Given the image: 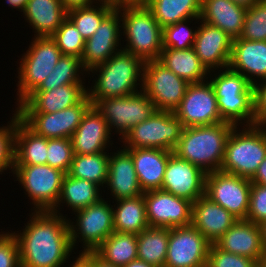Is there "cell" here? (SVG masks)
<instances>
[{
  "label": "cell",
  "mask_w": 266,
  "mask_h": 267,
  "mask_svg": "<svg viewBox=\"0 0 266 267\" xmlns=\"http://www.w3.org/2000/svg\"><path fill=\"white\" fill-rule=\"evenodd\" d=\"M52 211H34L16 237L20 267H61L73 250L68 219Z\"/></svg>",
  "instance_id": "obj_1"
},
{
  "label": "cell",
  "mask_w": 266,
  "mask_h": 267,
  "mask_svg": "<svg viewBox=\"0 0 266 267\" xmlns=\"http://www.w3.org/2000/svg\"><path fill=\"white\" fill-rule=\"evenodd\" d=\"M230 122L183 128L173 153L196 165L206 174L219 171L225 154L226 141L234 128Z\"/></svg>",
  "instance_id": "obj_2"
},
{
  "label": "cell",
  "mask_w": 266,
  "mask_h": 267,
  "mask_svg": "<svg viewBox=\"0 0 266 267\" xmlns=\"http://www.w3.org/2000/svg\"><path fill=\"white\" fill-rule=\"evenodd\" d=\"M143 66L144 62L140 58L121 50L91 69L92 73H99L94 86L87 89L92 105L105 98L122 97L140 91L137 88L138 85L143 87Z\"/></svg>",
  "instance_id": "obj_3"
},
{
  "label": "cell",
  "mask_w": 266,
  "mask_h": 267,
  "mask_svg": "<svg viewBox=\"0 0 266 267\" xmlns=\"http://www.w3.org/2000/svg\"><path fill=\"white\" fill-rule=\"evenodd\" d=\"M116 7L121 14V33L127 41L126 46L121 47L122 50L137 56L143 62L158 60L163 49V28L151 10L143 5L118 4Z\"/></svg>",
  "instance_id": "obj_4"
},
{
  "label": "cell",
  "mask_w": 266,
  "mask_h": 267,
  "mask_svg": "<svg viewBox=\"0 0 266 267\" xmlns=\"http://www.w3.org/2000/svg\"><path fill=\"white\" fill-rule=\"evenodd\" d=\"M223 70L220 69L218 75L214 74L215 78H210L221 118L235 126L243 122L254 125V86L229 67Z\"/></svg>",
  "instance_id": "obj_5"
},
{
  "label": "cell",
  "mask_w": 266,
  "mask_h": 267,
  "mask_svg": "<svg viewBox=\"0 0 266 267\" xmlns=\"http://www.w3.org/2000/svg\"><path fill=\"white\" fill-rule=\"evenodd\" d=\"M243 125L230 132L220 171L251 179L266 158V127Z\"/></svg>",
  "instance_id": "obj_6"
},
{
  "label": "cell",
  "mask_w": 266,
  "mask_h": 267,
  "mask_svg": "<svg viewBox=\"0 0 266 267\" xmlns=\"http://www.w3.org/2000/svg\"><path fill=\"white\" fill-rule=\"evenodd\" d=\"M31 43L19 62L17 105L47 78L62 56L51 36H34Z\"/></svg>",
  "instance_id": "obj_7"
},
{
  "label": "cell",
  "mask_w": 266,
  "mask_h": 267,
  "mask_svg": "<svg viewBox=\"0 0 266 267\" xmlns=\"http://www.w3.org/2000/svg\"><path fill=\"white\" fill-rule=\"evenodd\" d=\"M182 130L181 121L174 112L156 110L147 120L131 128L121 140L125 149L157 148L173 152Z\"/></svg>",
  "instance_id": "obj_8"
},
{
  "label": "cell",
  "mask_w": 266,
  "mask_h": 267,
  "mask_svg": "<svg viewBox=\"0 0 266 267\" xmlns=\"http://www.w3.org/2000/svg\"><path fill=\"white\" fill-rule=\"evenodd\" d=\"M13 174L32 200L34 211H52L58 202L65 173L48 164L14 166Z\"/></svg>",
  "instance_id": "obj_9"
},
{
  "label": "cell",
  "mask_w": 266,
  "mask_h": 267,
  "mask_svg": "<svg viewBox=\"0 0 266 267\" xmlns=\"http://www.w3.org/2000/svg\"><path fill=\"white\" fill-rule=\"evenodd\" d=\"M140 91L122 97L105 98L94 106L107 121L110 132H118L120 139L137 124L147 120L156 108L146 93ZM115 128V129H114Z\"/></svg>",
  "instance_id": "obj_10"
},
{
  "label": "cell",
  "mask_w": 266,
  "mask_h": 267,
  "mask_svg": "<svg viewBox=\"0 0 266 267\" xmlns=\"http://www.w3.org/2000/svg\"><path fill=\"white\" fill-rule=\"evenodd\" d=\"M113 206L102 198L95 204L75 211L77 223L74 225V221L68 218L72 248H75L78 238L84 246L81 253L94 252L114 232Z\"/></svg>",
  "instance_id": "obj_11"
},
{
  "label": "cell",
  "mask_w": 266,
  "mask_h": 267,
  "mask_svg": "<svg viewBox=\"0 0 266 267\" xmlns=\"http://www.w3.org/2000/svg\"><path fill=\"white\" fill-rule=\"evenodd\" d=\"M142 83L156 110L170 112L178 108L189 85L158 60L144 62Z\"/></svg>",
  "instance_id": "obj_12"
},
{
  "label": "cell",
  "mask_w": 266,
  "mask_h": 267,
  "mask_svg": "<svg viewBox=\"0 0 266 267\" xmlns=\"http://www.w3.org/2000/svg\"><path fill=\"white\" fill-rule=\"evenodd\" d=\"M251 184L249 178L214 171L206 175L205 195L238 220H246Z\"/></svg>",
  "instance_id": "obj_13"
},
{
  "label": "cell",
  "mask_w": 266,
  "mask_h": 267,
  "mask_svg": "<svg viewBox=\"0 0 266 267\" xmlns=\"http://www.w3.org/2000/svg\"><path fill=\"white\" fill-rule=\"evenodd\" d=\"M174 113L183 128L224 122L218 111L215 90L208 79L189 84Z\"/></svg>",
  "instance_id": "obj_14"
},
{
  "label": "cell",
  "mask_w": 266,
  "mask_h": 267,
  "mask_svg": "<svg viewBox=\"0 0 266 267\" xmlns=\"http://www.w3.org/2000/svg\"><path fill=\"white\" fill-rule=\"evenodd\" d=\"M92 106L88 95L78 104L55 113H18L37 135L47 139L71 138L85 113Z\"/></svg>",
  "instance_id": "obj_15"
},
{
  "label": "cell",
  "mask_w": 266,
  "mask_h": 267,
  "mask_svg": "<svg viewBox=\"0 0 266 267\" xmlns=\"http://www.w3.org/2000/svg\"><path fill=\"white\" fill-rule=\"evenodd\" d=\"M210 243L192 225L169 228L164 267H206Z\"/></svg>",
  "instance_id": "obj_16"
},
{
  "label": "cell",
  "mask_w": 266,
  "mask_h": 267,
  "mask_svg": "<svg viewBox=\"0 0 266 267\" xmlns=\"http://www.w3.org/2000/svg\"><path fill=\"white\" fill-rule=\"evenodd\" d=\"M146 216L151 227H185L191 225L192 202L163 190L143 194Z\"/></svg>",
  "instance_id": "obj_17"
},
{
  "label": "cell",
  "mask_w": 266,
  "mask_h": 267,
  "mask_svg": "<svg viewBox=\"0 0 266 267\" xmlns=\"http://www.w3.org/2000/svg\"><path fill=\"white\" fill-rule=\"evenodd\" d=\"M121 14L115 7L101 22L96 32L85 41V48L81 58L82 67L90 74V70L103 64L111 56L122 49L121 41Z\"/></svg>",
  "instance_id": "obj_18"
},
{
  "label": "cell",
  "mask_w": 266,
  "mask_h": 267,
  "mask_svg": "<svg viewBox=\"0 0 266 267\" xmlns=\"http://www.w3.org/2000/svg\"><path fill=\"white\" fill-rule=\"evenodd\" d=\"M206 173L172 153L166 165L161 190L194 203L205 194Z\"/></svg>",
  "instance_id": "obj_19"
},
{
  "label": "cell",
  "mask_w": 266,
  "mask_h": 267,
  "mask_svg": "<svg viewBox=\"0 0 266 267\" xmlns=\"http://www.w3.org/2000/svg\"><path fill=\"white\" fill-rule=\"evenodd\" d=\"M197 28L194 50L199 60L212 72L229 65L233 39L220 28L202 20Z\"/></svg>",
  "instance_id": "obj_20"
},
{
  "label": "cell",
  "mask_w": 266,
  "mask_h": 267,
  "mask_svg": "<svg viewBox=\"0 0 266 267\" xmlns=\"http://www.w3.org/2000/svg\"><path fill=\"white\" fill-rule=\"evenodd\" d=\"M86 95L84 84H66L48 91H33L15 110L18 113H55L78 104Z\"/></svg>",
  "instance_id": "obj_21"
},
{
  "label": "cell",
  "mask_w": 266,
  "mask_h": 267,
  "mask_svg": "<svg viewBox=\"0 0 266 267\" xmlns=\"http://www.w3.org/2000/svg\"><path fill=\"white\" fill-rule=\"evenodd\" d=\"M111 134L107 121L92 105L72 134L73 153L82 155L107 153L105 150L113 144V142L110 144Z\"/></svg>",
  "instance_id": "obj_22"
},
{
  "label": "cell",
  "mask_w": 266,
  "mask_h": 267,
  "mask_svg": "<svg viewBox=\"0 0 266 267\" xmlns=\"http://www.w3.org/2000/svg\"><path fill=\"white\" fill-rule=\"evenodd\" d=\"M237 220L205 194L192 203L191 225L200 231L210 244H215Z\"/></svg>",
  "instance_id": "obj_23"
},
{
  "label": "cell",
  "mask_w": 266,
  "mask_h": 267,
  "mask_svg": "<svg viewBox=\"0 0 266 267\" xmlns=\"http://www.w3.org/2000/svg\"><path fill=\"white\" fill-rule=\"evenodd\" d=\"M226 252L254 259L258 264L265 252L262 246L260 224L248 220H237L216 242Z\"/></svg>",
  "instance_id": "obj_24"
},
{
  "label": "cell",
  "mask_w": 266,
  "mask_h": 267,
  "mask_svg": "<svg viewBox=\"0 0 266 267\" xmlns=\"http://www.w3.org/2000/svg\"><path fill=\"white\" fill-rule=\"evenodd\" d=\"M228 67L242 74L253 86L258 80H265L266 41L233 39Z\"/></svg>",
  "instance_id": "obj_25"
},
{
  "label": "cell",
  "mask_w": 266,
  "mask_h": 267,
  "mask_svg": "<svg viewBox=\"0 0 266 267\" xmlns=\"http://www.w3.org/2000/svg\"><path fill=\"white\" fill-rule=\"evenodd\" d=\"M116 152L109 155L106 187L110 188V195L116 201L144 194L138 182L131 154L125 148Z\"/></svg>",
  "instance_id": "obj_26"
},
{
  "label": "cell",
  "mask_w": 266,
  "mask_h": 267,
  "mask_svg": "<svg viewBox=\"0 0 266 267\" xmlns=\"http://www.w3.org/2000/svg\"><path fill=\"white\" fill-rule=\"evenodd\" d=\"M134 161L139 185L144 192L160 190L168 159L173 152L157 148L126 149Z\"/></svg>",
  "instance_id": "obj_27"
},
{
  "label": "cell",
  "mask_w": 266,
  "mask_h": 267,
  "mask_svg": "<svg viewBox=\"0 0 266 267\" xmlns=\"http://www.w3.org/2000/svg\"><path fill=\"white\" fill-rule=\"evenodd\" d=\"M246 12L247 8L231 0H202L200 18L236 39L242 32Z\"/></svg>",
  "instance_id": "obj_28"
},
{
  "label": "cell",
  "mask_w": 266,
  "mask_h": 267,
  "mask_svg": "<svg viewBox=\"0 0 266 267\" xmlns=\"http://www.w3.org/2000/svg\"><path fill=\"white\" fill-rule=\"evenodd\" d=\"M24 18L36 37L51 36L67 18V9L60 0H29Z\"/></svg>",
  "instance_id": "obj_29"
},
{
  "label": "cell",
  "mask_w": 266,
  "mask_h": 267,
  "mask_svg": "<svg viewBox=\"0 0 266 267\" xmlns=\"http://www.w3.org/2000/svg\"><path fill=\"white\" fill-rule=\"evenodd\" d=\"M158 61L189 84L204 82L209 75L212 77L193 47L186 50L163 48Z\"/></svg>",
  "instance_id": "obj_30"
},
{
  "label": "cell",
  "mask_w": 266,
  "mask_h": 267,
  "mask_svg": "<svg viewBox=\"0 0 266 267\" xmlns=\"http://www.w3.org/2000/svg\"><path fill=\"white\" fill-rule=\"evenodd\" d=\"M47 145V138L37 135L19 118L15 135L14 166L47 164Z\"/></svg>",
  "instance_id": "obj_31"
},
{
  "label": "cell",
  "mask_w": 266,
  "mask_h": 267,
  "mask_svg": "<svg viewBox=\"0 0 266 267\" xmlns=\"http://www.w3.org/2000/svg\"><path fill=\"white\" fill-rule=\"evenodd\" d=\"M99 187L91 181L71 177L68 173L65 174L57 205L52 212L60 214L61 203H66L74 212L97 203L103 197Z\"/></svg>",
  "instance_id": "obj_32"
},
{
  "label": "cell",
  "mask_w": 266,
  "mask_h": 267,
  "mask_svg": "<svg viewBox=\"0 0 266 267\" xmlns=\"http://www.w3.org/2000/svg\"><path fill=\"white\" fill-rule=\"evenodd\" d=\"M113 208L114 231L118 233L140 234L149 227L144 196L118 199Z\"/></svg>",
  "instance_id": "obj_33"
},
{
  "label": "cell",
  "mask_w": 266,
  "mask_h": 267,
  "mask_svg": "<svg viewBox=\"0 0 266 267\" xmlns=\"http://www.w3.org/2000/svg\"><path fill=\"white\" fill-rule=\"evenodd\" d=\"M202 0H151L146 6L164 28L189 18H200Z\"/></svg>",
  "instance_id": "obj_34"
},
{
  "label": "cell",
  "mask_w": 266,
  "mask_h": 267,
  "mask_svg": "<svg viewBox=\"0 0 266 267\" xmlns=\"http://www.w3.org/2000/svg\"><path fill=\"white\" fill-rule=\"evenodd\" d=\"M169 228L151 227L137 235V256L155 267H164L167 257Z\"/></svg>",
  "instance_id": "obj_35"
},
{
  "label": "cell",
  "mask_w": 266,
  "mask_h": 267,
  "mask_svg": "<svg viewBox=\"0 0 266 267\" xmlns=\"http://www.w3.org/2000/svg\"><path fill=\"white\" fill-rule=\"evenodd\" d=\"M94 252L106 262L123 267L138 258L137 235L114 231Z\"/></svg>",
  "instance_id": "obj_36"
},
{
  "label": "cell",
  "mask_w": 266,
  "mask_h": 267,
  "mask_svg": "<svg viewBox=\"0 0 266 267\" xmlns=\"http://www.w3.org/2000/svg\"><path fill=\"white\" fill-rule=\"evenodd\" d=\"M108 168L109 153L74 154L68 174L74 178L91 181L102 188L108 179Z\"/></svg>",
  "instance_id": "obj_37"
},
{
  "label": "cell",
  "mask_w": 266,
  "mask_h": 267,
  "mask_svg": "<svg viewBox=\"0 0 266 267\" xmlns=\"http://www.w3.org/2000/svg\"><path fill=\"white\" fill-rule=\"evenodd\" d=\"M97 3L100 7L92 4L67 10V17L75 24L85 41L96 32L102 20L117 6L107 1Z\"/></svg>",
  "instance_id": "obj_38"
},
{
  "label": "cell",
  "mask_w": 266,
  "mask_h": 267,
  "mask_svg": "<svg viewBox=\"0 0 266 267\" xmlns=\"http://www.w3.org/2000/svg\"><path fill=\"white\" fill-rule=\"evenodd\" d=\"M83 71L85 72L80 58L62 55L47 78L34 91H48L66 84H85L83 77L79 76L80 73L83 76Z\"/></svg>",
  "instance_id": "obj_39"
},
{
  "label": "cell",
  "mask_w": 266,
  "mask_h": 267,
  "mask_svg": "<svg viewBox=\"0 0 266 267\" xmlns=\"http://www.w3.org/2000/svg\"><path fill=\"white\" fill-rule=\"evenodd\" d=\"M62 55L82 58L85 40L75 24L67 17L59 28L51 35Z\"/></svg>",
  "instance_id": "obj_40"
},
{
  "label": "cell",
  "mask_w": 266,
  "mask_h": 267,
  "mask_svg": "<svg viewBox=\"0 0 266 267\" xmlns=\"http://www.w3.org/2000/svg\"><path fill=\"white\" fill-rule=\"evenodd\" d=\"M193 19H196V21L197 19L198 21L201 20V18H189L164 27L162 34L163 48L180 50L192 48L194 46L197 29L192 30L186 23L191 22L190 20L193 21Z\"/></svg>",
  "instance_id": "obj_41"
},
{
  "label": "cell",
  "mask_w": 266,
  "mask_h": 267,
  "mask_svg": "<svg viewBox=\"0 0 266 267\" xmlns=\"http://www.w3.org/2000/svg\"><path fill=\"white\" fill-rule=\"evenodd\" d=\"M241 39L266 41V3L258 1L247 9Z\"/></svg>",
  "instance_id": "obj_42"
},
{
  "label": "cell",
  "mask_w": 266,
  "mask_h": 267,
  "mask_svg": "<svg viewBox=\"0 0 266 267\" xmlns=\"http://www.w3.org/2000/svg\"><path fill=\"white\" fill-rule=\"evenodd\" d=\"M20 115L15 110L9 125L0 127V172L10 169L13 172L15 164V135L17 120Z\"/></svg>",
  "instance_id": "obj_43"
},
{
  "label": "cell",
  "mask_w": 266,
  "mask_h": 267,
  "mask_svg": "<svg viewBox=\"0 0 266 267\" xmlns=\"http://www.w3.org/2000/svg\"><path fill=\"white\" fill-rule=\"evenodd\" d=\"M47 164L67 174L73 159L71 138L48 139Z\"/></svg>",
  "instance_id": "obj_44"
},
{
  "label": "cell",
  "mask_w": 266,
  "mask_h": 267,
  "mask_svg": "<svg viewBox=\"0 0 266 267\" xmlns=\"http://www.w3.org/2000/svg\"><path fill=\"white\" fill-rule=\"evenodd\" d=\"M257 264L250 257L226 252L210 244L206 267H255Z\"/></svg>",
  "instance_id": "obj_45"
},
{
  "label": "cell",
  "mask_w": 266,
  "mask_h": 267,
  "mask_svg": "<svg viewBox=\"0 0 266 267\" xmlns=\"http://www.w3.org/2000/svg\"><path fill=\"white\" fill-rule=\"evenodd\" d=\"M246 220L255 224H261L266 220V185L251 184Z\"/></svg>",
  "instance_id": "obj_46"
},
{
  "label": "cell",
  "mask_w": 266,
  "mask_h": 267,
  "mask_svg": "<svg viewBox=\"0 0 266 267\" xmlns=\"http://www.w3.org/2000/svg\"><path fill=\"white\" fill-rule=\"evenodd\" d=\"M0 267H20L18 242L9 231L0 232Z\"/></svg>",
  "instance_id": "obj_47"
},
{
  "label": "cell",
  "mask_w": 266,
  "mask_h": 267,
  "mask_svg": "<svg viewBox=\"0 0 266 267\" xmlns=\"http://www.w3.org/2000/svg\"><path fill=\"white\" fill-rule=\"evenodd\" d=\"M254 85V125L266 127V79Z\"/></svg>",
  "instance_id": "obj_48"
},
{
  "label": "cell",
  "mask_w": 266,
  "mask_h": 267,
  "mask_svg": "<svg viewBox=\"0 0 266 267\" xmlns=\"http://www.w3.org/2000/svg\"><path fill=\"white\" fill-rule=\"evenodd\" d=\"M90 263V267H119L114 264L108 263L99 257L95 252L81 253Z\"/></svg>",
  "instance_id": "obj_49"
},
{
  "label": "cell",
  "mask_w": 266,
  "mask_h": 267,
  "mask_svg": "<svg viewBox=\"0 0 266 267\" xmlns=\"http://www.w3.org/2000/svg\"><path fill=\"white\" fill-rule=\"evenodd\" d=\"M250 181L259 185H266V158L260 163L257 172Z\"/></svg>",
  "instance_id": "obj_50"
},
{
  "label": "cell",
  "mask_w": 266,
  "mask_h": 267,
  "mask_svg": "<svg viewBox=\"0 0 266 267\" xmlns=\"http://www.w3.org/2000/svg\"><path fill=\"white\" fill-rule=\"evenodd\" d=\"M62 5L67 9H72L75 7L89 6L93 3L96 4L99 0H60ZM96 1V2H95Z\"/></svg>",
  "instance_id": "obj_51"
},
{
  "label": "cell",
  "mask_w": 266,
  "mask_h": 267,
  "mask_svg": "<svg viewBox=\"0 0 266 267\" xmlns=\"http://www.w3.org/2000/svg\"><path fill=\"white\" fill-rule=\"evenodd\" d=\"M5 2H7L10 7L14 9L17 8L20 12H23L29 0H6Z\"/></svg>",
  "instance_id": "obj_52"
},
{
  "label": "cell",
  "mask_w": 266,
  "mask_h": 267,
  "mask_svg": "<svg viewBox=\"0 0 266 267\" xmlns=\"http://www.w3.org/2000/svg\"><path fill=\"white\" fill-rule=\"evenodd\" d=\"M70 267H90V263L81 253H79L76 261H73Z\"/></svg>",
  "instance_id": "obj_53"
},
{
  "label": "cell",
  "mask_w": 266,
  "mask_h": 267,
  "mask_svg": "<svg viewBox=\"0 0 266 267\" xmlns=\"http://www.w3.org/2000/svg\"><path fill=\"white\" fill-rule=\"evenodd\" d=\"M123 267H155V266L137 258L129 262L127 265H124Z\"/></svg>",
  "instance_id": "obj_54"
},
{
  "label": "cell",
  "mask_w": 266,
  "mask_h": 267,
  "mask_svg": "<svg viewBox=\"0 0 266 267\" xmlns=\"http://www.w3.org/2000/svg\"><path fill=\"white\" fill-rule=\"evenodd\" d=\"M151 0H122L120 5H143L146 6Z\"/></svg>",
  "instance_id": "obj_55"
},
{
  "label": "cell",
  "mask_w": 266,
  "mask_h": 267,
  "mask_svg": "<svg viewBox=\"0 0 266 267\" xmlns=\"http://www.w3.org/2000/svg\"><path fill=\"white\" fill-rule=\"evenodd\" d=\"M231 1L236 3L237 5H240L248 9L251 8L259 0H231Z\"/></svg>",
  "instance_id": "obj_56"
},
{
  "label": "cell",
  "mask_w": 266,
  "mask_h": 267,
  "mask_svg": "<svg viewBox=\"0 0 266 267\" xmlns=\"http://www.w3.org/2000/svg\"><path fill=\"white\" fill-rule=\"evenodd\" d=\"M261 236H262V246L263 250L266 253V220H264L261 224Z\"/></svg>",
  "instance_id": "obj_57"
},
{
  "label": "cell",
  "mask_w": 266,
  "mask_h": 267,
  "mask_svg": "<svg viewBox=\"0 0 266 267\" xmlns=\"http://www.w3.org/2000/svg\"><path fill=\"white\" fill-rule=\"evenodd\" d=\"M262 267H266V253L264 254L261 262L259 263Z\"/></svg>",
  "instance_id": "obj_58"
},
{
  "label": "cell",
  "mask_w": 266,
  "mask_h": 267,
  "mask_svg": "<svg viewBox=\"0 0 266 267\" xmlns=\"http://www.w3.org/2000/svg\"><path fill=\"white\" fill-rule=\"evenodd\" d=\"M99 1H107V2H111L115 5H118L122 0H99Z\"/></svg>",
  "instance_id": "obj_59"
}]
</instances>
